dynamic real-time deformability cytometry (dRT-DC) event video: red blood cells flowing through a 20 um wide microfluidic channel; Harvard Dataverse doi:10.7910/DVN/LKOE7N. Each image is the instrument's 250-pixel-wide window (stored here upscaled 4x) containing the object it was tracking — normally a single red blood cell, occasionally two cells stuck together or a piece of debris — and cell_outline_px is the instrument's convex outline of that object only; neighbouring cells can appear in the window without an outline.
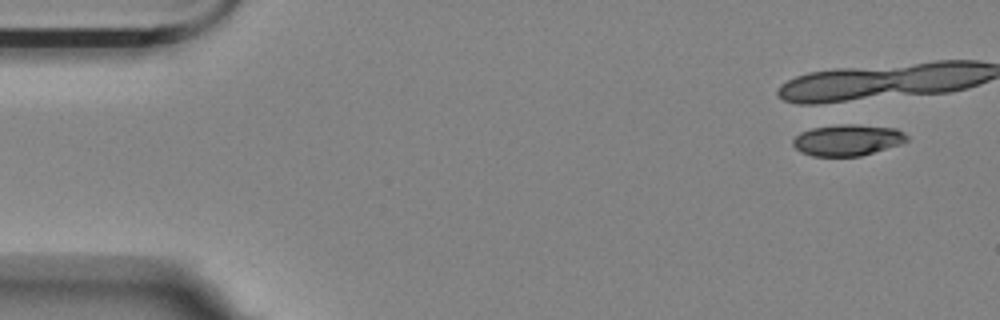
{"species": "Egyptian fruit bat (a non-hibernating species)", "species_latin": "Rousettus aegyptiacus", "temperature_condition": "room temperature", "stored_images_in_passage": 6, "camera_frame_rate_fps": 3000, "um_per_image_px": 0.085, "animal": {"sex": "female"}, "frame": {"image": 1, "passage_image": 6, "time_ms": 1.667, "image_size_px": [1000, 320], "cell_outline_px": [[908, 140], [900, 144], [860, 156], [812, 156], [800, 152], [792, 144], [792, 140], [800, 132], [812, 128], [840, 124], [852, 124], [896, 128], [904, 132], [908, 136]], "centroid_in_image_um": [72.02, 11.9], "position_along_channel_um": 13.0, "area_um2": 20.75}}